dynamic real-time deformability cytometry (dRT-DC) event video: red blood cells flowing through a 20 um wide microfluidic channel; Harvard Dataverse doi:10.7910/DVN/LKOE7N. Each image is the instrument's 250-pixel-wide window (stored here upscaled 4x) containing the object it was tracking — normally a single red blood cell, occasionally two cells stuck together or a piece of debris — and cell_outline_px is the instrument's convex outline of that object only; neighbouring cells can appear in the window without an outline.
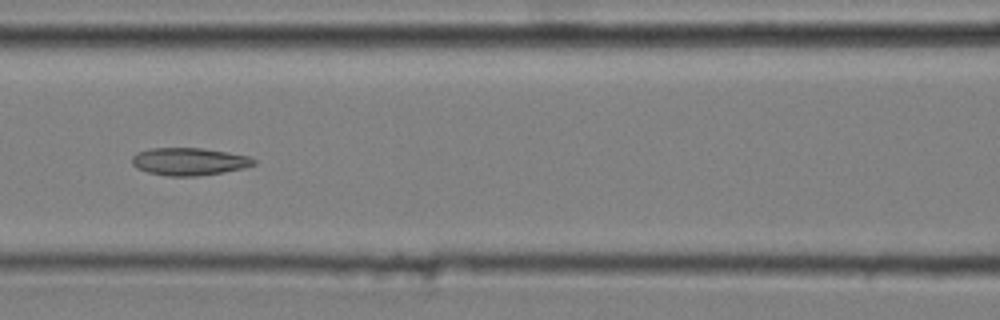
{"species": "common noctule bat (a hibernating species)", "species_latin": "Nyctalus noctula", "temperature_condition": "cold", "stored_images_in_passage": 7, "camera_frame_rate_fps": 3000, "um_per_image_px": 0.085, "animal": {"sex": "male", "body_mass_g": 20.4}, "frame": {"image": 1, "passage_image": 5, "time_ms": 1.333, "image_size_px": [1000, 320], "cell_outline_px": [[256, 164], [244, 168], [224, 172], [196, 176], [168, 176], [148, 172], [136, 168], [132, 164], [132, 156], [136, 152], [148, 148], [204, 148], [228, 152], [248, 156], [256, 160]], "centroid_in_image_um": [16.06, 13.72], "position_along_channel_um": 150.5, "area_um2": 19.71}}
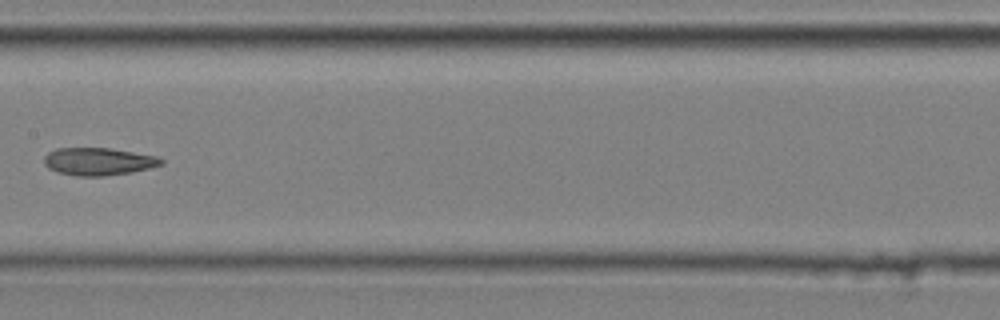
{"frame": {"image": 2, "passage_image": 6, "time_ms": 1.667, "image_size_px": [1000, 320], "cell_outline_px": [[164, 164], [132, 172], [104, 176], [76, 176], [56, 172], [48, 168], [44, 164], [44, 156], [48, 152], [56, 148], [112, 148], [160, 156], [164, 160]], "centroid_in_image_um": [8.38, 13.72], "position_along_channel_um": 199.0, "area_um2": 19.13}}
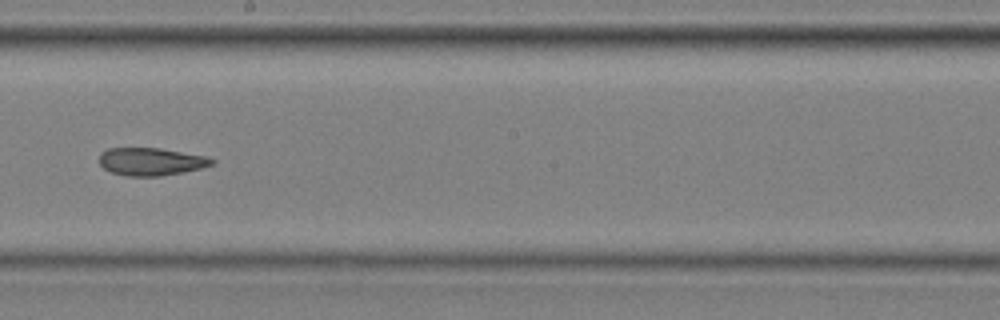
{"frame": {"image": 3, "passage_image": 7, "time_ms": 2.0, "image_size_px": [1000, 320], "cell_outline_px": [[216, 164], [184, 172], [160, 176], [128, 176], [112, 172], [104, 168], [100, 164], [100, 152], [108, 148], [160, 148], [208, 156], [216, 160]], "centroid_in_image_um": [12.88, 13.73], "position_along_channel_um": 235.3, "area_um2": 18.32}}